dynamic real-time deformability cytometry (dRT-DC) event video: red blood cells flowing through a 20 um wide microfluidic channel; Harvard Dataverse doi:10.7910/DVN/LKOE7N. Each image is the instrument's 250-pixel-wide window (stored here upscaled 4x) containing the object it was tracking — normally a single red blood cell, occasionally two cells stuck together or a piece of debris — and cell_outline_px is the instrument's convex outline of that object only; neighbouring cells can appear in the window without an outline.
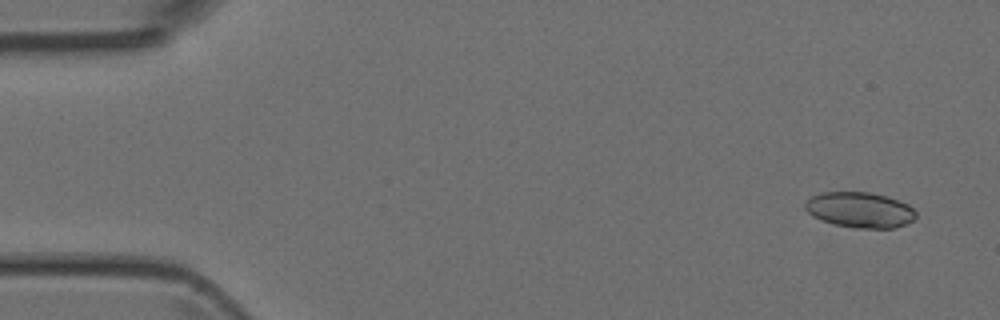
{"species": "Egyptian fruit bat (a non-hibernating species)", "species_latin": "Rousettus aegyptiacus", "temperature_condition": "room temperature", "stored_images_in_passage": 6, "camera_frame_rate_fps": 3000, "um_per_image_px": 0.085, "animal": {"sex": "female"}, "frame": {"image": 1, "passage_image": 1, "time_ms": 0.0, "image_size_px": [1000, 320], "cell_outline_px": [[916, 216], [912, 220], [896, 228], [856, 228], [832, 224], [820, 220], [812, 216], [804, 208], [804, 204], [812, 196], [820, 192], [872, 192], [888, 196], [908, 204], [916, 212]], "centroid_in_image_um": [73.07, 17.84], "position_along_channel_um": 11.9, "area_um2": 23.12}}
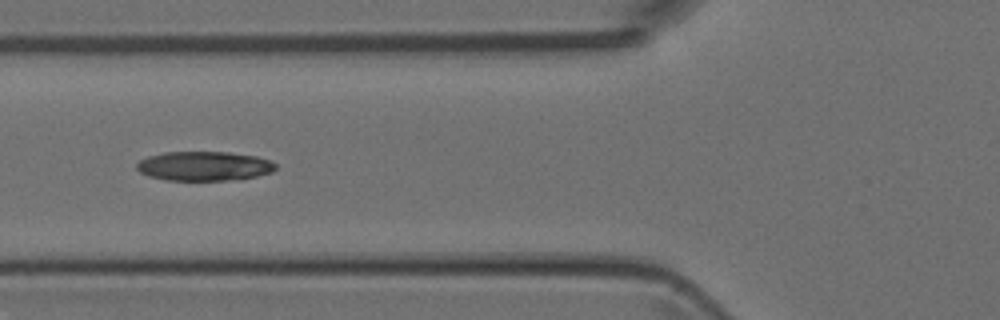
{"frame": {"image": 2, "passage_image": 5, "time_ms": 5.333, "image_size_px": [1000, 320], "cell_outline_px": [[276, 168], [272, 172], [256, 176], [228, 180], [164, 180], [148, 176], [140, 172], [136, 168], [136, 164], [140, 160], [148, 156], [164, 152], [228, 152], [256, 156], [268, 160], [276, 164]], "centroid_in_image_um": [17.32, 14.11], "position_along_channel_um": 108.5, "area_um2": 23.7}}
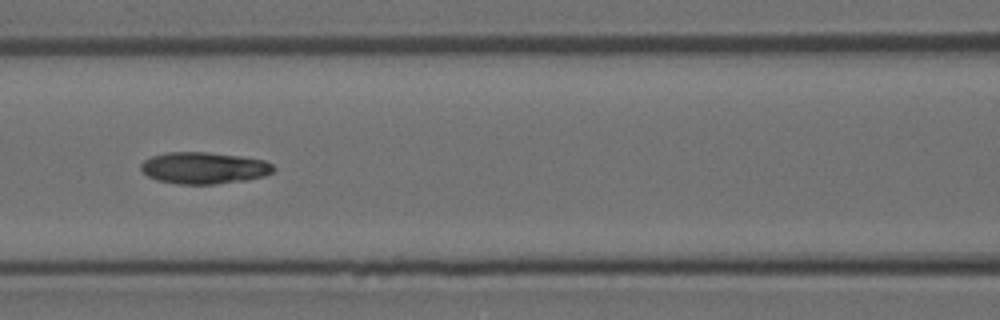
{"frame": {"image": 3, "passage_image": 6, "time_ms": 6.333, "image_size_px": [1000, 320], "cell_outline_px": [[276, 168], [272, 172], [264, 176], [244, 180], [216, 184], [176, 184], [156, 180], [148, 176], [140, 168], [140, 164], [144, 160], [152, 156], [168, 152], [208, 152], [240, 156], [264, 160], [272, 164]], "centroid_in_image_um": [17.32, 14.28], "position_along_channel_um": 149.3, "area_um2": 24.51}}